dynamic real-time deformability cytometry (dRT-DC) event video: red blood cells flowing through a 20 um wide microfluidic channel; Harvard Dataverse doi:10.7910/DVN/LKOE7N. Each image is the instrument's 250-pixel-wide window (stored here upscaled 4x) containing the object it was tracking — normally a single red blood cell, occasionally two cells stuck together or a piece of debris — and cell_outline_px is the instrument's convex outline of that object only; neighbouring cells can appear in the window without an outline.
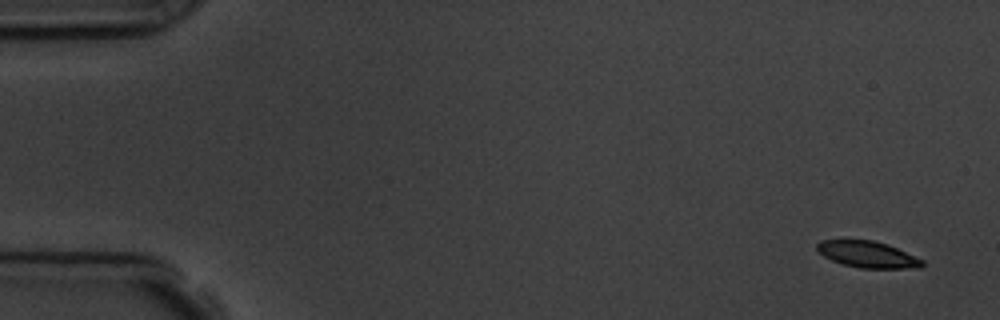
{"species": "common noctule bat (a hibernating species)", "species_latin": "Nyctalus noctula", "temperature_condition": "room temperature", "stored_images_in_passage": 5, "camera_frame_rate_fps": 3000, "um_per_image_px": 0.085, "animal": {"sex": "male", "body_mass_g": 19.5, "forearm_length_mm": 54.6}, "frame": {"image": 1, "passage_image": 1, "time_ms": 0.0, "image_size_px": [1000, 320], "cell_outline_px": [[924, 264], [920, 268], [860, 268], [844, 264], [832, 260], [824, 256], [816, 248], [816, 244], [820, 240], [872, 240], [888, 244], [924, 260]], "centroid_in_image_um": [73.77, 21.62], "position_along_channel_um": 11.2, "area_um2": 16.13}}
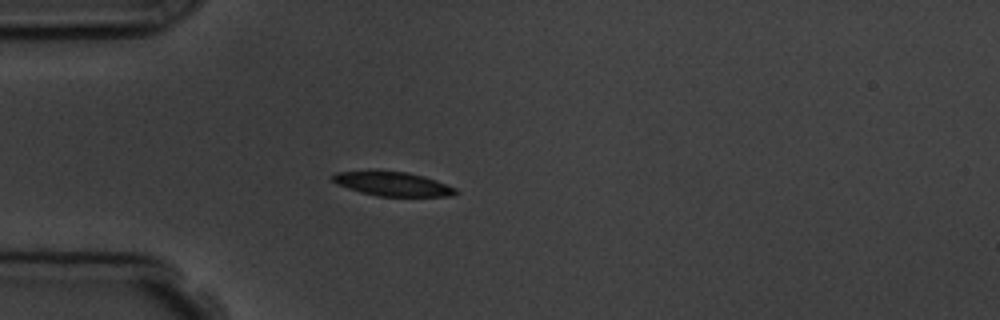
{"frame": {"image": 2, "passage_image": 5, "time_ms": 4.333, "image_size_px": [1000, 320], "cell_outline_px": [[460, 192], [452, 196], [376, 196], [360, 192], [336, 184], [332, 180], [332, 176], [336, 172], [408, 172], [424, 176], [436, 180], [456, 188]], "centroid_in_image_um": [33.43, 15.65], "position_along_channel_um": 51.6, "area_um2": 16.99}}